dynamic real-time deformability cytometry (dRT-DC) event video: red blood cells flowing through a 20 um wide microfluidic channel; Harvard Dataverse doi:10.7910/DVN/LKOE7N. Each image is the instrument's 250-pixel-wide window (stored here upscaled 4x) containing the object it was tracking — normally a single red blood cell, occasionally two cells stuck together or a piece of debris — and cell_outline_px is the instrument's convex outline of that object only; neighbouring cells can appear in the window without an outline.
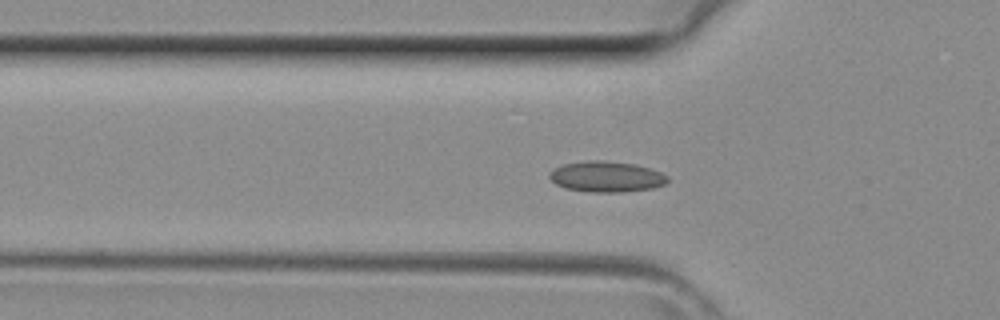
{"species": "common noctule bat (a hibernating species)", "species_latin": "Nyctalus noctula", "temperature_condition": "room temperature", "stored_images_in_passage": 42, "camera_frame_rate_fps": 3000, "um_per_image_px": 0.085, "animal": {"sex": "female", "body_mass_g": 29.2, "forearm_length_mm": 56.3}, "frame": {"image": 1, "passage_image": 13, "time_ms": 4.0, "image_size_px": [1000, 320], "cell_outline_px": [[668, 180], [664, 184], [652, 188], [620, 192], [588, 192], [564, 188], [556, 184], [548, 176], [548, 172], [564, 164], [588, 160], [604, 160], [636, 164], [660, 172], [668, 176]], "centroid_in_image_um": [51.52, 15.01], "position_along_channel_um": 74.3, "area_um2": 21.15}}
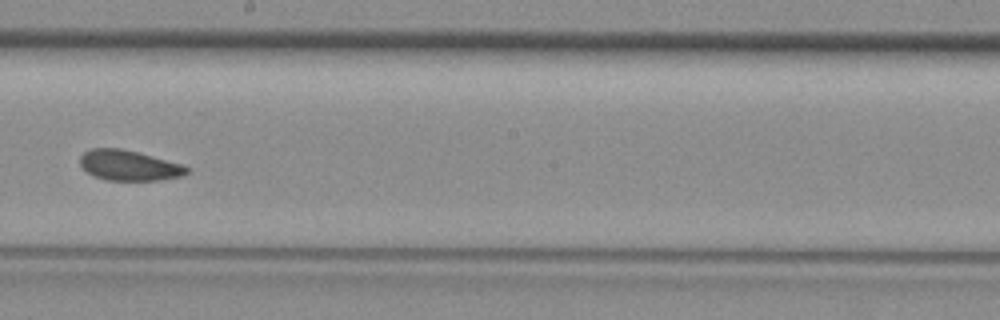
{"frame": {"image": 2, "passage_image": 23, "time_ms": 7.333, "image_size_px": [1000, 320], "cell_outline_px": [[188, 172], [180, 176], [160, 180], [108, 180], [96, 176], [88, 172], [80, 164], [80, 156], [84, 152], [92, 148], [120, 148], [184, 164], [188, 168]], "centroid_in_image_um": [10.97, 14.05], "position_along_channel_um": 237.2, "area_um2": 18.61}}
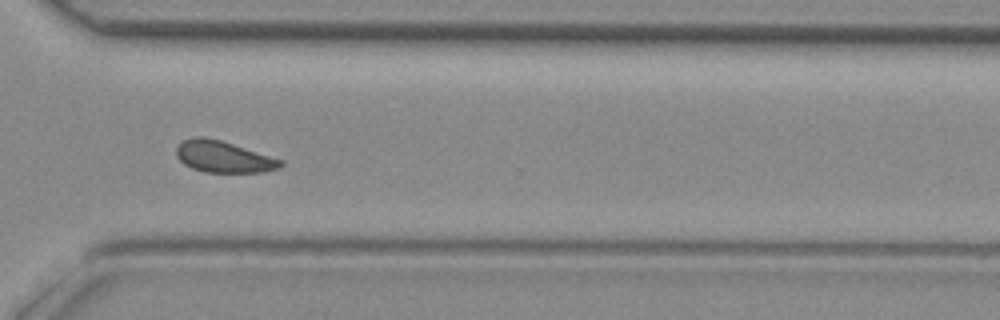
{"frame": {"image": 3, "passage_image": 30, "time_ms": 9.667, "image_size_px": [1000, 320], "cell_outline_px": [[284, 164], [280, 168], [264, 172], [204, 172], [192, 168], [184, 164], [176, 156], [176, 148], [184, 140], [192, 136], [204, 136], [220, 140], [284, 160]], "centroid_in_image_um": [19.0, 13.32], "position_along_channel_um": 351.6, "area_um2": 19.19}}